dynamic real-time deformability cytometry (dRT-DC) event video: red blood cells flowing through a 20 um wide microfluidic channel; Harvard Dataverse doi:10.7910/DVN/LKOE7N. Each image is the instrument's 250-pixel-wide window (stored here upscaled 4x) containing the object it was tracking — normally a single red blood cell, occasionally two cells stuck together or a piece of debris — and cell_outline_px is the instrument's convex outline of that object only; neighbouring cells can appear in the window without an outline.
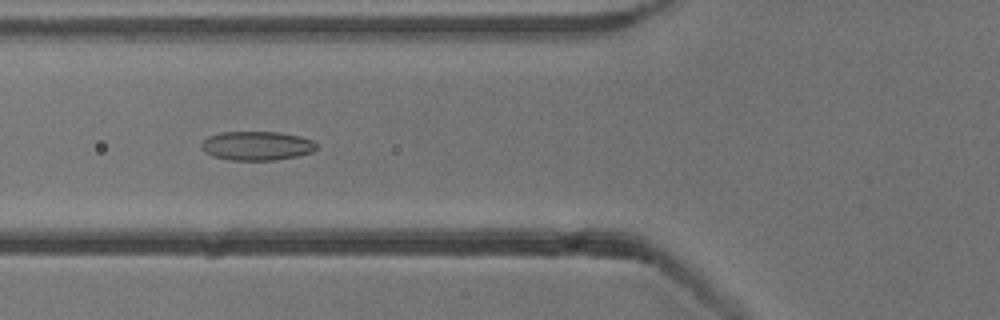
{"species": "common noctule bat (a hibernating species)", "species_latin": "Nyctalus noctula", "temperature_condition": "cold", "stored_images_in_passage": 47, "camera_frame_rate_fps": 3000, "um_per_image_px": 0.085, "animal": {"sex": "male", "body_mass_g": 13.3}, "frame": {"image": 1, "passage_image": 14, "time_ms": 4.333, "image_size_px": [1000, 320], "cell_outline_px": [[316, 148], [312, 152], [296, 156], [276, 160], [228, 160], [212, 156], [200, 144], [208, 136], [220, 132], [280, 132], [300, 136], [312, 140], [316, 144]], "centroid_in_image_um": [21.84, 12.39], "position_along_channel_um": 104.0, "area_um2": 19.36}}
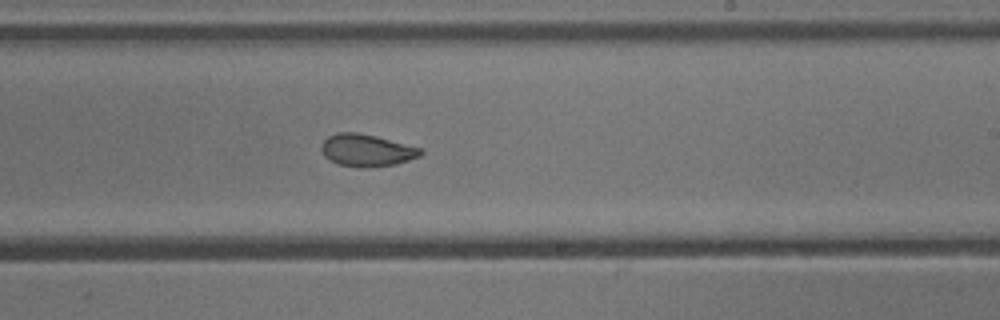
{"frame": {"image": 2, "passage_image": 26, "time_ms": 8.333, "image_size_px": [1000, 320], "cell_outline_px": [[424, 152], [420, 156], [396, 164], [360, 168], [340, 164], [328, 160], [324, 156], [320, 148], [320, 144], [328, 136], [336, 132], [356, 132], [376, 136], [420, 148]], "centroid_in_image_um": [31.12, 12.77], "position_along_channel_um": 257.9, "area_um2": 18.61}}
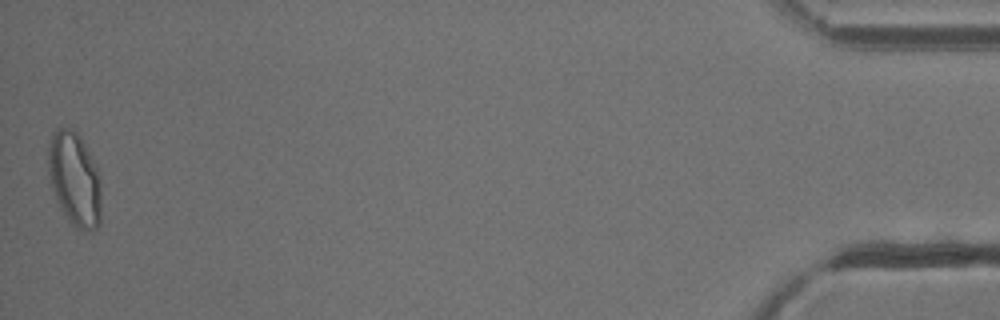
{"frame": {"image": 3, "passage_image": 47, "time_ms": 15.333, "image_size_px": [1000, 320], "cell_outline_px": [[100, 224], [92, 232], [76, 228], [68, 220], [60, 208], [52, 188], [48, 172], [48, 144], [52, 132], [56, 128], [72, 128], [80, 136], [96, 164], [100, 176]], "centroid_in_image_um": [6.34, 15.21], "position_along_channel_um": 428.9, "area_um2": 29.3}, "authors_computed_cell_mechanics": {"area_um2": 20.2878, "velocity_mm_per_s": 3.8406, "shape_relaxation_time_tau1_ms": 8.1952, "shape_relaxation_time_tau2_ms": 1.7778, "deformation_change_tau1": 0.17, "deformation_change_tau2": 0.0596}}